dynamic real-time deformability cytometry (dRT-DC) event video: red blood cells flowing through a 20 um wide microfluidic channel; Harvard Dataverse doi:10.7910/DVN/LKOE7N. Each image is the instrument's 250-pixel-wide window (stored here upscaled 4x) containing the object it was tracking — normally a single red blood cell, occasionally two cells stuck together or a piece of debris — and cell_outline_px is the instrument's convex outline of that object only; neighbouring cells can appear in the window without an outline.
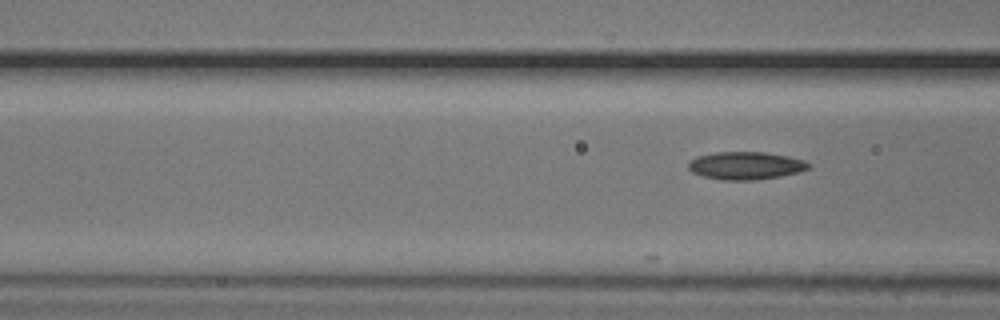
{"species": "common noctule bat (a hibernating species)", "species_latin": "Nyctalus noctula", "temperature_condition": "cold", "stored_images_in_passage": 10, "camera_frame_rate_fps": 3000, "um_per_image_px": 0.085, "animal": {"sex": "male", "body_mass_g": 20.5, "forearm_length_mm": 52.5}, "frame": {"image": 1, "passage_image": 5, "time_ms": 1.333, "image_size_px": [1000, 320], "cell_outline_px": [[812, 164], [808, 168], [800, 172], [780, 176], [756, 180], [720, 180], [704, 176], [692, 172], [688, 168], [688, 164], [696, 156], [716, 152], [764, 152], [788, 156], [804, 160]], "centroid_in_image_um": [63.4, 14.08], "position_along_channel_um": 103.2, "area_um2": 19.48}}
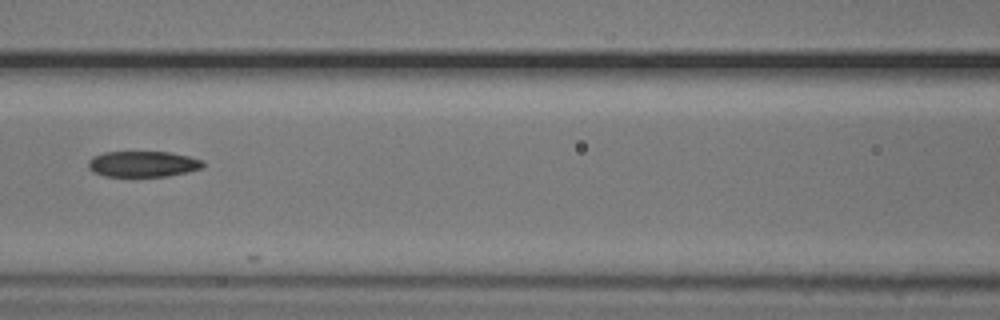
{"frame": {"image": 2, "passage_image": 9, "time_ms": 2.667, "image_size_px": [1000, 320], "cell_outline_px": [[204, 168], [188, 172], [168, 176], [104, 176], [92, 172], [88, 168], [88, 160], [92, 156], [104, 152], [172, 152], [204, 160]], "centroid_in_image_um": [12.16, 13.94], "position_along_channel_um": 154.4, "area_um2": 17.51}}